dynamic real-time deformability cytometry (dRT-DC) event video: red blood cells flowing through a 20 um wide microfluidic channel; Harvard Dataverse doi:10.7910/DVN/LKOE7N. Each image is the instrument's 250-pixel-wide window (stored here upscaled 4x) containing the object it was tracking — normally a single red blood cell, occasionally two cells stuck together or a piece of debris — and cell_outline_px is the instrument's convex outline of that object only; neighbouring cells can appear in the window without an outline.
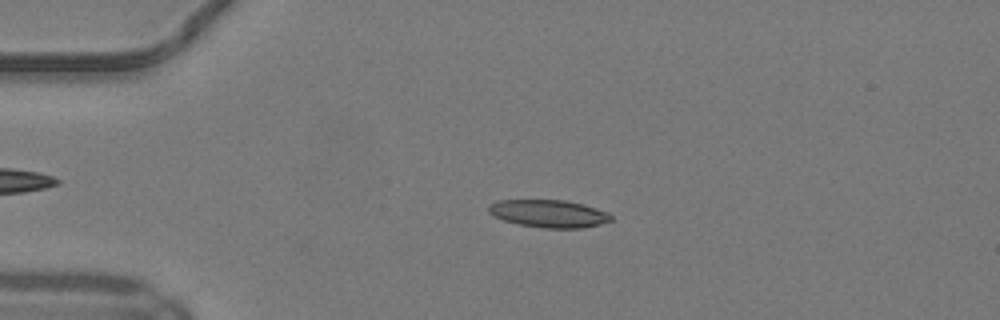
{"species": "common noctule bat (a hibernating species)", "species_latin": "Nyctalus noctula", "temperature_condition": "warm", "stored_images_in_passage": 49, "camera_frame_rate_fps": 3000, "um_per_image_px": 0.085, "animal": {"sex": "male", "body_mass_g": 19.2, "forearm_length_mm": 51.8}, "frame": {"image": 1, "passage_image": 11, "time_ms": 3.333, "image_size_px": [1000, 320], "cell_outline_px": [[612, 220], [600, 224], [584, 228], [544, 228], [520, 224], [504, 220], [488, 212], [488, 204], [496, 200], [564, 200], [584, 204], [608, 212], [612, 216]], "centroid_in_image_um": [46.66, 18.15], "position_along_channel_um": 38.3, "area_um2": 19.71}}
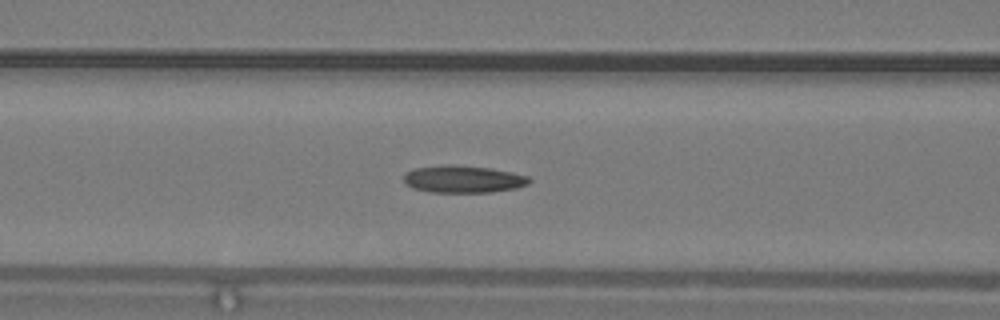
{"frame": {"image": 2, "passage_image": 20, "time_ms": 6.333, "image_size_px": [1000, 320], "cell_outline_px": [[532, 180], [528, 184], [516, 188], [492, 192], [428, 192], [412, 188], [404, 180], [404, 176], [412, 168], [444, 164], [452, 164], [492, 168], [512, 172], [528, 176]], "centroid_in_image_um": [39.38, 15.22], "position_along_channel_um": 127.2, "area_um2": 20.11}}
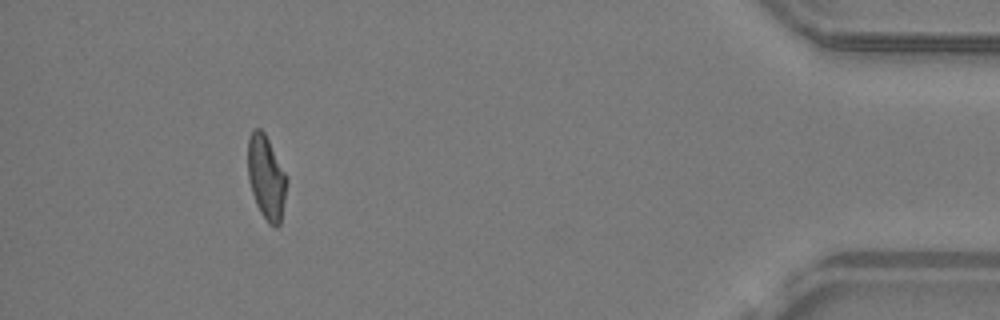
{"frame": {"image": 3, "passage_image": 45, "time_ms": 14.667, "image_size_px": [1000, 320], "cell_outline_px": [[288, 180], [280, 224], [276, 228], [268, 224], [260, 212], [256, 204], [248, 180], [248, 140], [252, 128], [260, 128], [264, 132], [288, 176]], "centroid_in_image_um": [22.64, 15.09], "position_along_channel_um": 412.6, "area_um2": 19.25}, "authors_computed_cell_mechanics": {"area_um2": 19.4208, "velocity_mm_per_s": 4.1613, "shape_relaxation_time_tau1_ms": null, "shape_relaxation_time_tau2_ms": 3.0221, "deformation_change_tau1": null, "deformation_change_tau2": 0.1211}}